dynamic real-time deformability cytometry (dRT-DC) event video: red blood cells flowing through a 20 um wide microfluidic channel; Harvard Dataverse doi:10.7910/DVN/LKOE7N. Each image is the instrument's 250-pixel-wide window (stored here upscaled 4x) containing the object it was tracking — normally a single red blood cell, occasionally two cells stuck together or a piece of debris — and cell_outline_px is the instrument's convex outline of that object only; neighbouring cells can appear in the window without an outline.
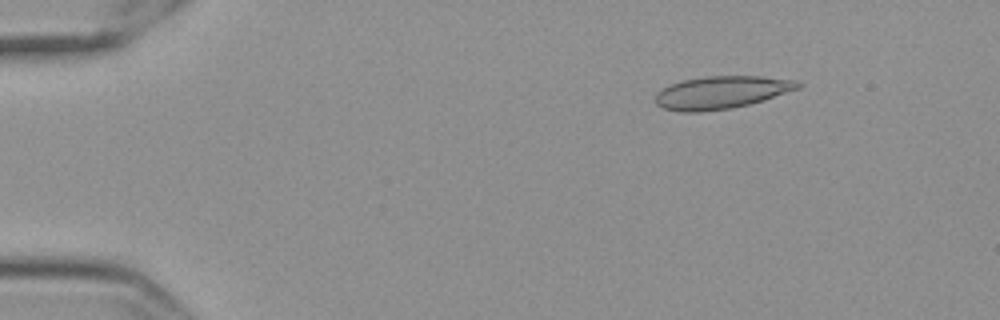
{"species": "Egyptian fruit bat (a non-hibernating species)", "species_latin": "Rousettus aegyptiacus", "temperature_condition": "cold", "stored_images_in_passage": 57, "camera_frame_rate_fps": 3000, "um_per_image_px": 0.085, "frame": {"image": 1, "passage_image": 8, "time_ms": 2.333, "image_size_px": [1000, 320], "cell_outline_px": [[804, 84], [800, 88], [764, 100], [732, 108], [700, 112], [680, 112], [664, 108], [656, 104], [652, 100], [656, 92], [680, 80], [704, 76], [760, 76], [796, 80]], "centroid_in_image_um": [61.3, 7.85], "position_along_channel_um": 23.7, "area_um2": 27.4}}
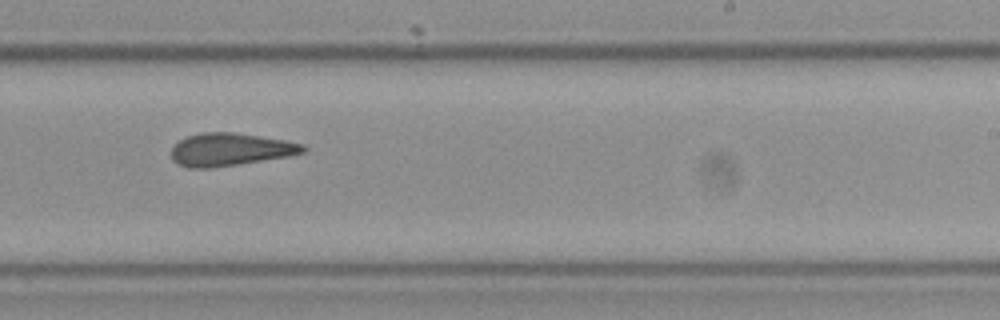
{"frame": {"image": 2, "passage_image": 36, "time_ms": 11.667, "image_size_px": [1000, 320], "cell_outline_px": [[308, 148], [304, 152], [288, 156], [236, 164], [208, 168], [188, 168], [176, 164], [172, 160], [172, 148], [180, 140], [188, 136], [200, 132], [236, 132], [284, 140], [304, 144]], "centroid_in_image_um": [19.55, 12.7], "position_along_channel_um": 269.4, "area_um2": 25.03}}
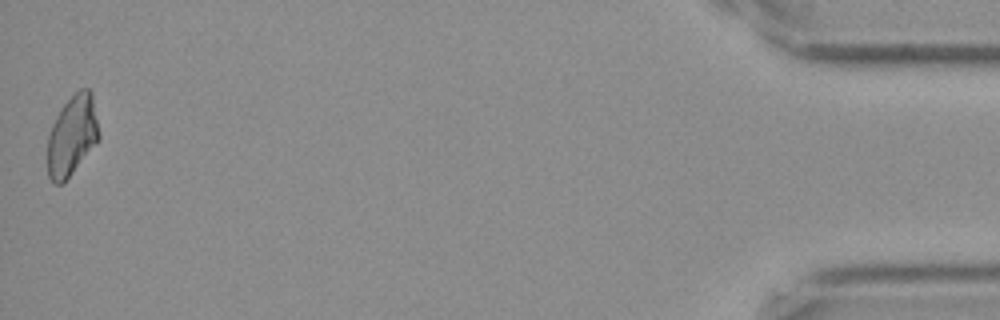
{"frame": {"image": 3, "passage_image": 57, "time_ms": 18.667, "image_size_px": [1000, 320], "cell_outline_px": [[100, 140], [64, 184], [56, 184], [48, 176], [48, 136], [52, 124], [60, 108], [80, 88], [88, 88], [92, 92], [100, 132]], "centroid_in_image_um": [6.16, 11.54], "position_along_channel_um": 429.0, "area_um2": 24.39}, "authors_computed_cell_mechanics": {"area_um2": 25.3742, "velocity_mm_per_s": 3.5409, "shape_relaxation_time_tau1_ms": null, "shape_relaxation_time_tau2_ms": 3.5595, "deformation_change_tau1": null, "deformation_change_tau2": 0.1121}}